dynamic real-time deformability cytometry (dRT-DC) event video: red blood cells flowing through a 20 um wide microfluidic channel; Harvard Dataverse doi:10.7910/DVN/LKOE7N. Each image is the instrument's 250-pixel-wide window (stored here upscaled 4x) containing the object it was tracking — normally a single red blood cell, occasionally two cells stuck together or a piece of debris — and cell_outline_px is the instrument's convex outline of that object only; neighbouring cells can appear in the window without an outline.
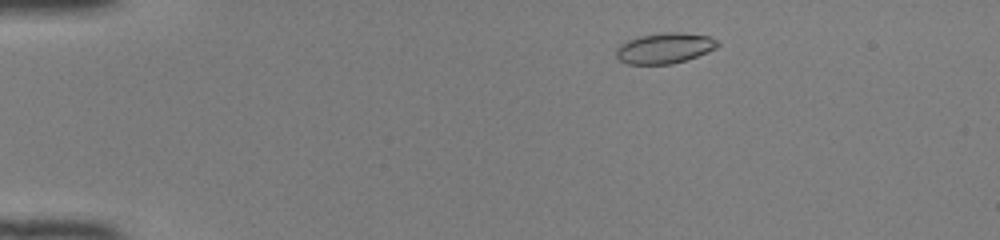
{"species": "common noctule bat (a hibernating species)", "species_latin": "Nyctalus noctula", "temperature_condition": "room temperature", "stored_images_in_passage": 45, "camera_frame_rate_fps": 3000, "um_per_image_px": 0.085, "animal": {"sex": "female", "body_mass_g": 22.0, "forearm_length_mm": 56.7}, "frame": {"image": 1, "passage_image": 5, "time_ms": 1.333, "image_size_px": [1000, 240], "cell_outline_px": [[720, 44], [716, 48], [708, 52], [672, 64], [628, 64], [620, 60], [616, 56], [616, 48], [620, 44], [636, 36], [664, 32], [680, 32], [708, 36], [716, 40]], "centroid_in_image_um": [56.47, 4.08], "position_along_channel_um": 28.5, "area_um2": 18.09}}
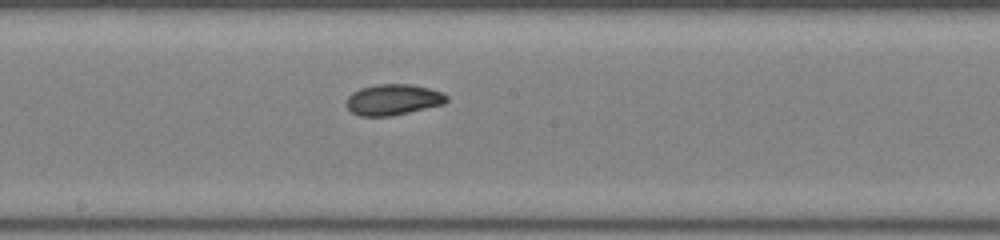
{"frame": {"image": 2, "passage_image": 24, "time_ms": 7.667, "image_size_px": [1000, 240], "cell_outline_px": [[448, 100], [444, 104], [408, 112], [388, 116], [360, 116], [352, 112], [348, 108], [348, 96], [352, 92], [360, 88], [376, 84], [412, 84], [428, 88], [440, 92], [448, 96]], "centroid_in_image_um": [33.42, 8.46], "position_along_channel_um": 214.8, "area_um2": 17.86}}
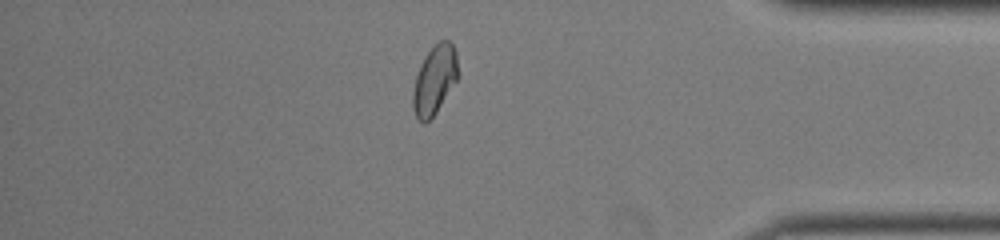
{"frame": {"image": 3, "passage_image": 39, "time_ms": 12.667, "image_size_px": [1000, 240], "cell_outline_px": [[460, 76], [436, 112], [424, 124], [416, 116], [412, 108], [412, 92], [416, 76], [420, 64], [424, 56], [440, 40], [448, 40], [452, 44], [456, 52]], "centroid_in_image_um": [36.95, 6.78], "position_along_channel_um": 398.2, "area_um2": 18.21}, "authors_computed_cell_mechanics": {"area_um2": 18.0336, "velocity_mm_per_s": 4.1513, "shape_relaxation_time_tau1_ms": 5.0499, "shape_relaxation_time_tau2_ms": 2.3248, "deformation_change_tau1": 0.1354, "deformation_change_tau2": 0.0603}}